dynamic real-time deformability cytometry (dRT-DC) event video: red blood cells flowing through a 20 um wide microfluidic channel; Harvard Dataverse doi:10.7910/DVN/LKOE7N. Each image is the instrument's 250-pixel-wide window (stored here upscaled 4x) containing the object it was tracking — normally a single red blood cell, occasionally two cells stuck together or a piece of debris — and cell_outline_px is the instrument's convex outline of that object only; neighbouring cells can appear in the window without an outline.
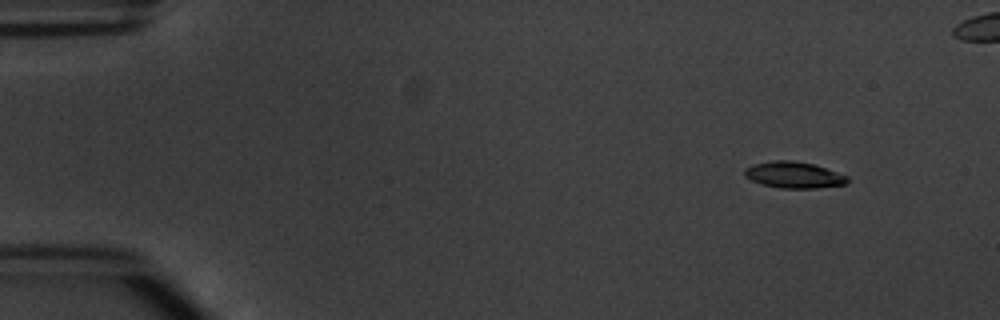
{"species": "common noctule bat (a hibernating species)", "species_latin": "Nyctalus noctula", "temperature_condition": "warm", "stored_images_in_passage": 4, "camera_frame_rate_fps": 3000, "um_per_image_px": 0.085, "animal": {"sex": "male", "body_mass_g": 20.1, "forearm_length_mm": 53.5}, "frame": {"image": 1, "passage_image": 1, "time_ms": 0.0, "image_size_px": [1000, 320], "cell_outline_px": [[848, 180], [844, 184], [816, 188], [780, 188], [764, 184], [752, 180], [744, 176], [744, 168], [752, 164], [772, 160], [792, 160], [812, 164], [848, 176]], "centroid_in_image_um": [67.43, 14.86], "position_along_channel_um": 17.6, "area_um2": 15.61}}